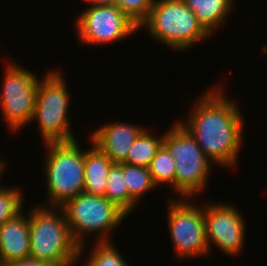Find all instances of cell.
I'll use <instances>...</instances> for the list:
<instances>
[{"label":"cell","mask_w":267,"mask_h":266,"mask_svg":"<svg viewBox=\"0 0 267 266\" xmlns=\"http://www.w3.org/2000/svg\"><path fill=\"white\" fill-rule=\"evenodd\" d=\"M222 86L207 88L193 102L187 119L177 122L196 139L212 163L228 169L237 164L245 124L239 103L230 99Z\"/></svg>","instance_id":"cell-1"},{"label":"cell","mask_w":267,"mask_h":266,"mask_svg":"<svg viewBox=\"0 0 267 266\" xmlns=\"http://www.w3.org/2000/svg\"><path fill=\"white\" fill-rule=\"evenodd\" d=\"M28 213L30 258L49 262L54 266L79 264L80 246L71 235L62 208L35 205Z\"/></svg>","instance_id":"cell-2"},{"label":"cell","mask_w":267,"mask_h":266,"mask_svg":"<svg viewBox=\"0 0 267 266\" xmlns=\"http://www.w3.org/2000/svg\"><path fill=\"white\" fill-rule=\"evenodd\" d=\"M71 235L79 247V260L86 250V237L98 235L96 241H112L111 232L128 216L104 196L79 193L61 206ZM95 234V235H94ZM109 235V236H108ZM85 243V244H84Z\"/></svg>","instance_id":"cell-3"},{"label":"cell","mask_w":267,"mask_h":266,"mask_svg":"<svg viewBox=\"0 0 267 266\" xmlns=\"http://www.w3.org/2000/svg\"><path fill=\"white\" fill-rule=\"evenodd\" d=\"M142 28L174 52H184L211 37L183 0H155Z\"/></svg>","instance_id":"cell-4"},{"label":"cell","mask_w":267,"mask_h":266,"mask_svg":"<svg viewBox=\"0 0 267 266\" xmlns=\"http://www.w3.org/2000/svg\"><path fill=\"white\" fill-rule=\"evenodd\" d=\"M61 72L58 69H50L44 78H40L38 84L31 123L35 120L38 122L43 144L76 139L68 116L71 95Z\"/></svg>","instance_id":"cell-5"},{"label":"cell","mask_w":267,"mask_h":266,"mask_svg":"<svg viewBox=\"0 0 267 266\" xmlns=\"http://www.w3.org/2000/svg\"><path fill=\"white\" fill-rule=\"evenodd\" d=\"M163 145L175 160V192L180 198L191 199L204 192L214 164L202 152L196 139L175 121L164 132Z\"/></svg>","instance_id":"cell-6"},{"label":"cell","mask_w":267,"mask_h":266,"mask_svg":"<svg viewBox=\"0 0 267 266\" xmlns=\"http://www.w3.org/2000/svg\"><path fill=\"white\" fill-rule=\"evenodd\" d=\"M78 140L44 144L45 178L49 202L44 206L61 207L84 189V149Z\"/></svg>","instance_id":"cell-7"},{"label":"cell","mask_w":267,"mask_h":266,"mask_svg":"<svg viewBox=\"0 0 267 266\" xmlns=\"http://www.w3.org/2000/svg\"><path fill=\"white\" fill-rule=\"evenodd\" d=\"M178 198L172 196L167 201L168 229L177 260L209 256L203 206Z\"/></svg>","instance_id":"cell-8"},{"label":"cell","mask_w":267,"mask_h":266,"mask_svg":"<svg viewBox=\"0 0 267 266\" xmlns=\"http://www.w3.org/2000/svg\"><path fill=\"white\" fill-rule=\"evenodd\" d=\"M5 68L1 82L0 113L9 131L15 132L31 124L40 79L37 74L13 62Z\"/></svg>","instance_id":"cell-9"},{"label":"cell","mask_w":267,"mask_h":266,"mask_svg":"<svg viewBox=\"0 0 267 266\" xmlns=\"http://www.w3.org/2000/svg\"><path fill=\"white\" fill-rule=\"evenodd\" d=\"M76 18V34L85 46L120 42L140 30L117 5H91Z\"/></svg>","instance_id":"cell-10"},{"label":"cell","mask_w":267,"mask_h":266,"mask_svg":"<svg viewBox=\"0 0 267 266\" xmlns=\"http://www.w3.org/2000/svg\"><path fill=\"white\" fill-rule=\"evenodd\" d=\"M231 203L210 202L203 205L206 240L210 253L212 245L229 257L240 255L245 242V219Z\"/></svg>","instance_id":"cell-11"},{"label":"cell","mask_w":267,"mask_h":266,"mask_svg":"<svg viewBox=\"0 0 267 266\" xmlns=\"http://www.w3.org/2000/svg\"><path fill=\"white\" fill-rule=\"evenodd\" d=\"M127 122H110L95 129L89 136L96 145L113 163H123L129 149L145 126Z\"/></svg>","instance_id":"cell-12"},{"label":"cell","mask_w":267,"mask_h":266,"mask_svg":"<svg viewBox=\"0 0 267 266\" xmlns=\"http://www.w3.org/2000/svg\"><path fill=\"white\" fill-rule=\"evenodd\" d=\"M19 213L0 226V266L30 257L29 214Z\"/></svg>","instance_id":"cell-13"},{"label":"cell","mask_w":267,"mask_h":266,"mask_svg":"<svg viewBox=\"0 0 267 266\" xmlns=\"http://www.w3.org/2000/svg\"><path fill=\"white\" fill-rule=\"evenodd\" d=\"M92 147L84 149V189L90 195H105L107 175L114 164L89 137Z\"/></svg>","instance_id":"cell-14"},{"label":"cell","mask_w":267,"mask_h":266,"mask_svg":"<svg viewBox=\"0 0 267 266\" xmlns=\"http://www.w3.org/2000/svg\"><path fill=\"white\" fill-rule=\"evenodd\" d=\"M183 2L194 12L197 20L211 36L223 23H226L235 6V0H183Z\"/></svg>","instance_id":"cell-15"},{"label":"cell","mask_w":267,"mask_h":266,"mask_svg":"<svg viewBox=\"0 0 267 266\" xmlns=\"http://www.w3.org/2000/svg\"><path fill=\"white\" fill-rule=\"evenodd\" d=\"M146 127L135 139L123 163L148 168L156 152L163 144L164 133L153 135Z\"/></svg>","instance_id":"cell-16"},{"label":"cell","mask_w":267,"mask_h":266,"mask_svg":"<svg viewBox=\"0 0 267 266\" xmlns=\"http://www.w3.org/2000/svg\"><path fill=\"white\" fill-rule=\"evenodd\" d=\"M127 215L134 211L138 204L129 196L123 176V163H114L107 175L105 195Z\"/></svg>","instance_id":"cell-17"},{"label":"cell","mask_w":267,"mask_h":266,"mask_svg":"<svg viewBox=\"0 0 267 266\" xmlns=\"http://www.w3.org/2000/svg\"><path fill=\"white\" fill-rule=\"evenodd\" d=\"M123 176L129 196L137 203L149 191L158 188L149 172V168L133 166L123 163Z\"/></svg>","instance_id":"cell-18"},{"label":"cell","mask_w":267,"mask_h":266,"mask_svg":"<svg viewBox=\"0 0 267 266\" xmlns=\"http://www.w3.org/2000/svg\"><path fill=\"white\" fill-rule=\"evenodd\" d=\"M149 172L157 187L171 186L175 190V160L162 144L151 161Z\"/></svg>","instance_id":"cell-19"},{"label":"cell","mask_w":267,"mask_h":266,"mask_svg":"<svg viewBox=\"0 0 267 266\" xmlns=\"http://www.w3.org/2000/svg\"><path fill=\"white\" fill-rule=\"evenodd\" d=\"M90 253L86 256L83 266H129L114 242L94 241ZM95 245V246H94Z\"/></svg>","instance_id":"cell-20"},{"label":"cell","mask_w":267,"mask_h":266,"mask_svg":"<svg viewBox=\"0 0 267 266\" xmlns=\"http://www.w3.org/2000/svg\"><path fill=\"white\" fill-rule=\"evenodd\" d=\"M22 193L20 187L0 185V226L23 211Z\"/></svg>","instance_id":"cell-21"},{"label":"cell","mask_w":267,"mask_h":266,"mask_svg":"<svg viewBox=\"0 0 267 266\" xmlns=\"http://www.w3.org/2000/svg\"><path fill=\"white\" fill-rule=\"evenodd\" d=\"M154 3L155 0H115V5L138 26L148 18Z\"/></svg>","instance_id":"cell-22"},{"label":"cell","mask_w":267,"mask_h":266,"mask_svg":"<svg viewBox=\"0 0 267 266\" xmlns=\"http://www.w3.org/2000/svg\"><path fill=\"white\" fill-rule=\"evenodd\" d=\"M2 266H54V265L49 262L39 261L29 257L26 259L10 261L3 264Z\"/></svg>","instance_id":"cell-23"},{"label":"cell","mask_w":267,"mask_h":266,"mask_svg":"<svg viewBox=\"0 0 267 266\" xmlns=\"http://www.w3.org/2000/svg\"><path fill=\"white\" fill-rule=\"evenodd\" d=\"M90 5H115V0H84Z\"/></svg>","instance_id":"cell-24"},{"label":"cell","mask_w":267,"mask_h":266,"mask_svg":"<svg viewBox=\"0 0 267 266\" xmlns=\"http://www.w3.org/2000/svg\"><path fill=\"white\" fill-rule=\"evenodd\" d=\"M6 164H5V160H2L0 159V180H1V175L3 176L4 174V170L6 169L5 168Z\"/></svg>","instance_id":"cell-25"},{"label":"cell","mask_w":267,"mask_h":266,"mask_svg":"<svg viewBox=\"0 0 267 266\" xmlns=\"http://www.w3.org/2000/svg\"><path fill=\"white\" fill-rule=\"evenodd\" d=\"M263 52H264V53H263ZM262 53H263V54H267V45L264 46V49H263Z\"/></svg>","instance_id":"cell-26"}]
</instances>
